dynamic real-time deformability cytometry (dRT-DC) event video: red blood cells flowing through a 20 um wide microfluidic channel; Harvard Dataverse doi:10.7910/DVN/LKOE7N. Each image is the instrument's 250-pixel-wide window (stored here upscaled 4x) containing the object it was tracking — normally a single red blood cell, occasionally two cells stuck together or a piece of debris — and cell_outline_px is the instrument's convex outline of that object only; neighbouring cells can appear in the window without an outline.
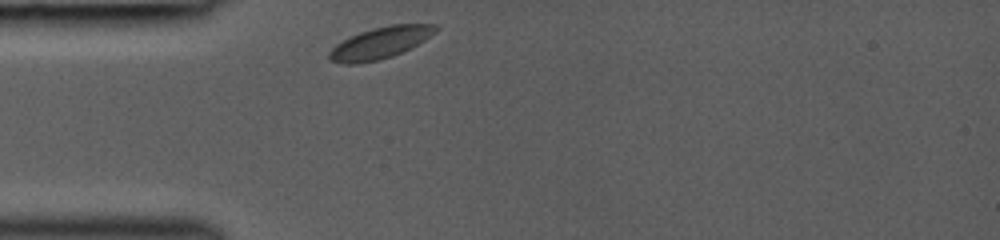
{"species": "common noctule bat (a hibernating species)", "species_latin": "Nyctalus noctula", "temperature_condition": "room temperature", "stored_images_in_passage": 21, "camera_frame_rate_fps": 3000, "um_per_image_px": 0.085, "animal": {"sex": "female", "body_mass_g": 19.0, "forearm_length_mm": 53.3}, "frame": {"image": 1, "passage_image": 1, "time_ms": 0.0, "image_size_px": [1000, 240], "cell_outline_px": [[440, 28], [436, 32], [424, 40], [392, 56], [380, 60], [356, 64], [344, 64], [328, 60], [328, 52], [336, 44], [360, 32], [372, 28], [388, 24], [436, 24]], "centroid_in_image_um": [32.3, 3.64], "position_along_channel_um": 52.7, "area_um2": 19.54}}
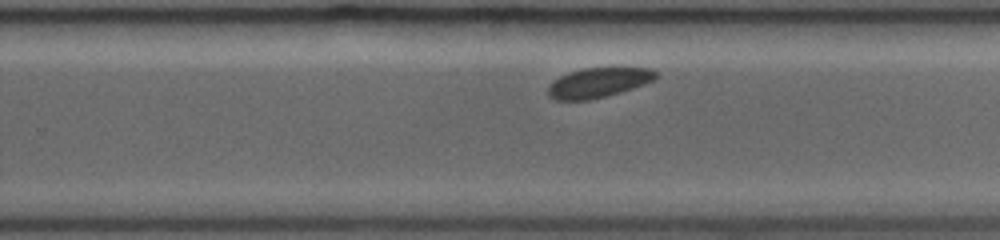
{"frame": {"image": 2, "passage_image": 12, "time_ms": 5.667, "image_size_px": [1000, 240], "cell_outline_px": [[660, 72], [652, 80], [644, 84], [620, 92], [588, 100], [556, 100], [548, 96], [548, 88], [560, 76], [568, 72], [580, 68], [616, 64], [652, 68]], "centroid_in_image_um": [50.95, 6.94], "position_along_channel_um": 278.9, "area_um2": 19.54}}
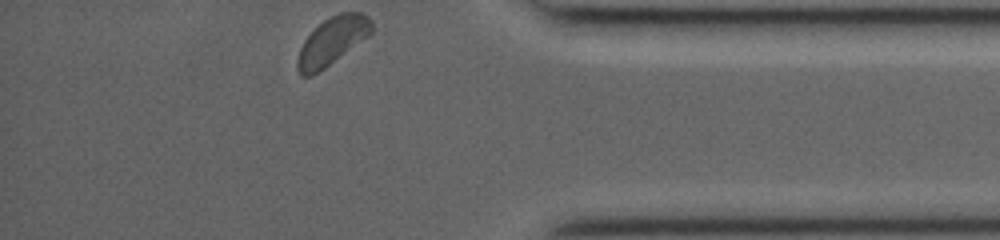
{"frame": {"image": 3, "passage_image": 21, "time_ms": 9.0, "image_size_px": [1000, 240], "cell_outline_px": [[372, 32], [368, 36], [324, 68], [312, 76], [300, 76], [296, 68], [296, 60], [300, 48], [304, 40], [324, 20], [340, 12], [360, 12], [368, 16], [372, 20]], "centroid_in_image_um": [28.22, 3.5], "position_along_channel_um": 407.0, "area_um2": 20.35}}